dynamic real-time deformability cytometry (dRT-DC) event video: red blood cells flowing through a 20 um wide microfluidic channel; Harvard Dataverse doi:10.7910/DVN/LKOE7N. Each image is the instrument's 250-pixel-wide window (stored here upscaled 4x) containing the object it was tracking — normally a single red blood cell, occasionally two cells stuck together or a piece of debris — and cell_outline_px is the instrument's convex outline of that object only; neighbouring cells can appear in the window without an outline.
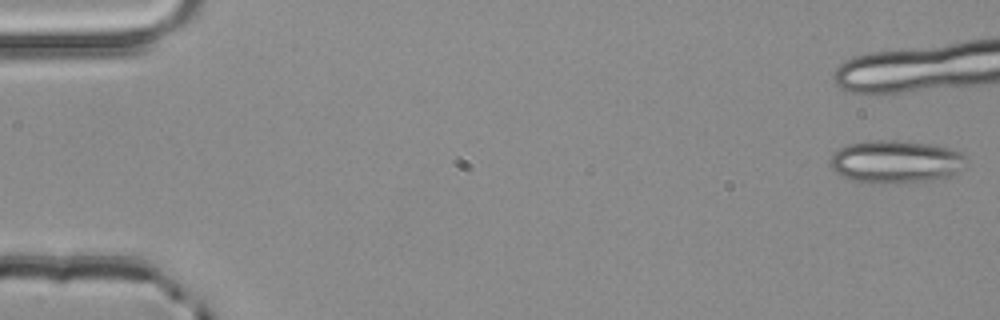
{"species": "common noctule bat (a hibernating species)", "species_latin": "Nyctalus noctula", "temperature_condition": "room temperature", "stored_images_in_passage": 5, "camera_frame_rate_fps": 3000, "um_per_image_px": 0.085, "animal": {"sex": "male", "body_mass_g": 20.4}, "frame": {"image": 1, "passage_image": 1, "time_ms": 0.0, "image_size_px": [1000, 320], "cell_outline_px": [[964, 156], [960, 172], [948, 176], [924, 180], [852, 180], [836, 172], [832, 168], [828, 160], [840, 148], [848, 144], [872, 140], [892, 140], [928, 144], [948, 148], [960, 152]], "centroid_in_image_um": [76.11, 13.68], "position_along_channel_um": 8.9, "area_um2": 32.19}}